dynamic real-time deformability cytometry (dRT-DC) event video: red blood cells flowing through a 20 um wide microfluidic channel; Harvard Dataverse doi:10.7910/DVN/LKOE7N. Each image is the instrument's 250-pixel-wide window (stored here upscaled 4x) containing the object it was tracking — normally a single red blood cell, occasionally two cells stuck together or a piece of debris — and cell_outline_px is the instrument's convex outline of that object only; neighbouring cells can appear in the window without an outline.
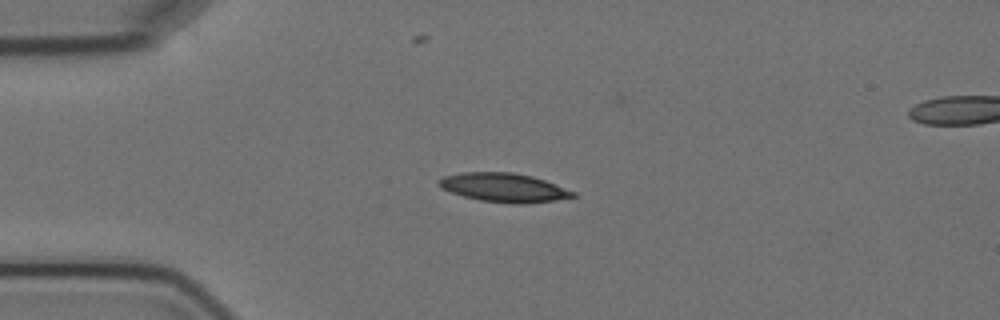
{"species": "Egyptian fruit bat (a non-hibernating species)", "species_latin": "Rousettus aegyptiacus", "temperature_condition": "cold", "stored_images_in_passage": 4, "camera_frame_rate_fps": 3000, "um_per_image_px": 0.085, "animal": {"sex": "female"}, "frame": {"image": 1, "passage_image": 3, "time_ms": 2.333, "image_size_px": [1000, 320], "cell_outline_px": [[576, 196], [556, 200], [524, 204], [512, 204], [480, 200], [464, 196], [452, 192], [436, 184], [436, 180], [444, 176], [460, 172], [512, 172], [532, 176], [544, 180], [576, 192]], "centroid_in_image_um": [42.82, 15.94], "position_along_channel_um": 42.2, "area_um2": 22.54}}